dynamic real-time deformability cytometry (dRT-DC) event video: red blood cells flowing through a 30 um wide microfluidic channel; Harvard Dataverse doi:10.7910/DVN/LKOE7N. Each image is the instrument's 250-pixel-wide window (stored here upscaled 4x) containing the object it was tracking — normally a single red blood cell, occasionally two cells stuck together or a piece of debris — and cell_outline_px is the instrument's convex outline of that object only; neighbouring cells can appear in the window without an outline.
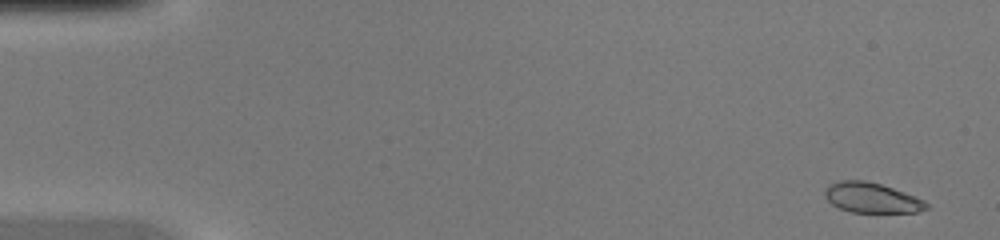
{"species": "common noctule bat (a hibernating species)", "species_latin": "Nyctalus noctula", "temperature_condition": "warm", "stored_images_in_passage": 46, "camera_frame_rate_fps": 3000, "um_per_image_px": 0.085, "animal": {"sex": "female", "body_mass_g": 20.0, "forearm_length_mm": 54.0}, "frame": {"image": 1, "passage_image": 2, "time_ms": 0.333, "image_size_px": [1000, 240], "cell_outline_px": [[928, 208], [916, 212], [852, 212], [840, 208], [832, 204], [824, 196], [824, 188], [828, 184], [840, 180], [864, 180], [880, 184], [904, 192], [924, 200], [928, 204]], "centroid_in_image_um": [74.05, 16.8], "position_along_channel_um": 10.9, "area_um2": 17.74}}
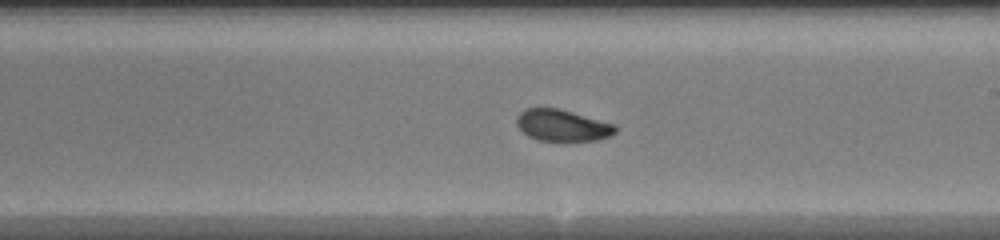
{"frame": {"image": 2, "passage_image": 27, "time_ms": 8.667, "image_size_px": [1000, 240], "cell_outline_px": [[616, 132], [608, 136], [596, 140], [540, 140], [528, 136], [516, 124], [516, 116], [524, 108], [560, 108], [616, 124]], "centroid_in_image_um": [47.79, 10.63], "position_along_channel_um": 241.2, "area_um2": 18.09}}
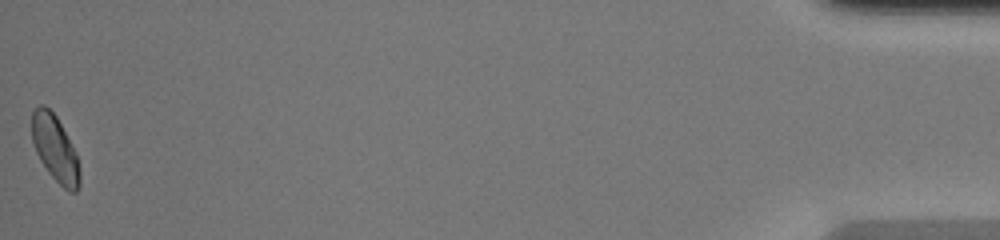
{"frame": {"image": 3, "passage_image": 46, "time_ms": 15.0, "image_size_px": [1000, 240], "cell_outline_px": [[80, 184], [76, 192], [68, 192], [48, 172], [40, 160], [36, 152], [32, 140], [32, 112], [40, 104], [44, 104], [56, 116], [76, 152], [80, 168]], "centroid_in_image_um": [4.69, 12.65], "position_along_channel_um": 430.5, "area_um2": 18.38}}